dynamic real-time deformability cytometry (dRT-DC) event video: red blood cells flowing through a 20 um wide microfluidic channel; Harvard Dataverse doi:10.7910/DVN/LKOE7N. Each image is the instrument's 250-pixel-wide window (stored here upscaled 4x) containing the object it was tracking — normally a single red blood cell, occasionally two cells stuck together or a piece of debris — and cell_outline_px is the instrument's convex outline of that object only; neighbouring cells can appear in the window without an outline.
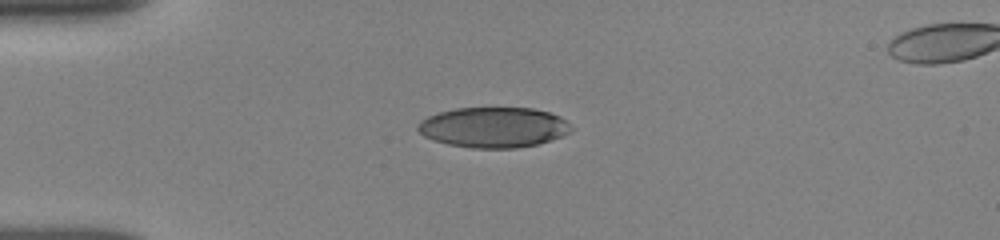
{"species": "human", "species_latin": "Homo sapiens", "temperature_condition": "room temperature", "stored_images_in_passage": 23, "camera_frame_rate_fps": 3000, "um_per_image_px": 0.085, "donor": {"sex": "female"}, "frame": {"image": 1, "passage_image": 2, "time_ms": 0.667, "image_size_px": [1000, 240], "cell_outline_px": [[572, 128], [568, 132], [552, 140], [536, 144], [516, 148], [472, 148], [448, 144], [432, 140], [424, 136], [416, 128], [416, 124], [420, 120], [428, 116], [440, 112], [456, 108], [532, 108], [548, 112], [560, 116]], "centroid_in_image_um": [41.9, 10.82], "position_along_channel_um": 43.1, "area_um2": 35.95}}
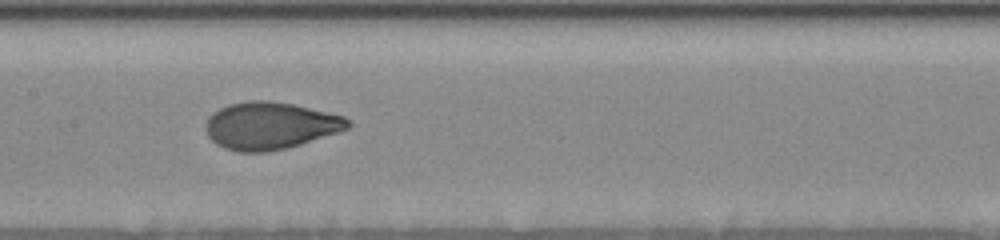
{"frame": {"image": 2, "passage_image": 13, "time_ms": 5.0, "image_size_px": [1000, 240], "cell_outline_px": [[352, 124], [348, 128], [300, 144], [284, 148], [264, 152], [240, 152], [224, 148], [216, 144], [208, 136], [208, 116], [212, 112], [228, 104], [248, 100], [268, 100], [292, 104], [344, 116]], "centroid_in_image_um": [22.94, 10.67], "position_along_channel_um": 184.5, "area_um2": 38.67}}
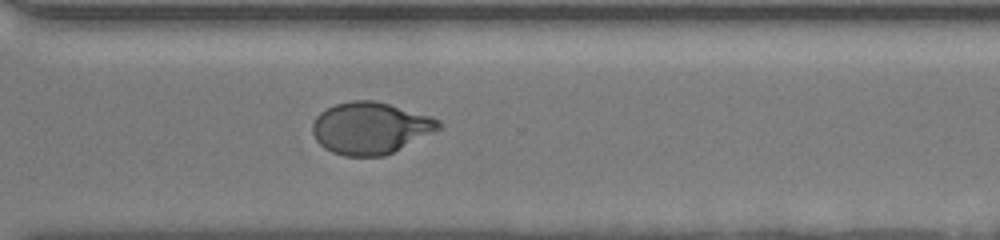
{"frame": {"image": 3, "passage_image": 23, "time_ms": 9.0, "image_size_px": [1000, 240], "cell_outline_px": [[440, 128], [384, 156], [344, 156], [332, 152], [324, 148], [316, 140], [312, 132], [312, 124], [316, 116], [324, 108], [336, 104], [352, 100], [372, 100], [388, 104], [432, 116], [440, 120]], "centroid_in_image_um": [31.43, 10.87], "position_along_channel_um": 339.2, "area_um2": 37.86}}